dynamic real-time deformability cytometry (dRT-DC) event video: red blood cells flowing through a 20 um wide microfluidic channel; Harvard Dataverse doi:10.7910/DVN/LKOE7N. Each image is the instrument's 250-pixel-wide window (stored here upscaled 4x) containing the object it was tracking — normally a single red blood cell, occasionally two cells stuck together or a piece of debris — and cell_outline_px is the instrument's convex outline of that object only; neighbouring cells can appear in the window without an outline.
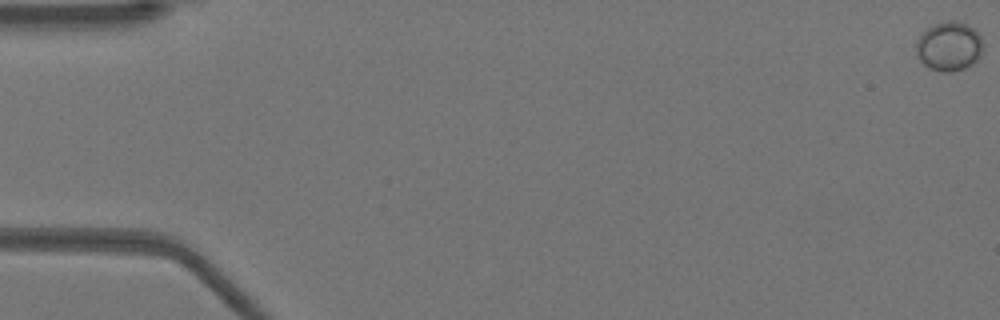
{"species": "Egyptian fruit bat (a non-hibernating species)", "species_latin": "Rousettus aegyptiacus", "temperature_condition": "warm", "stored_images_in_passage": 53, "camera_frame_rate_fps": 3000, "um_per_image_px": 0.085, "animal": {"sex": "female"}, "frame": {"image": 1, "passage_image": 1, "time_ms": 0.0, "image_size_px": [1000, 320], "cell_outline_px": [[984, 44], [980, 56], [972, 64], [964, 68], [948, 72], [940, 72], [928, 68], [916, 56], [916, 40], [928, 28], [936, 24], [952, 20], [968, 24], [980, 36]], "centroid_in_image_um": [80.67, 3.95], "position_along_channel_um": 4.3, "area_um2": 19.13}}
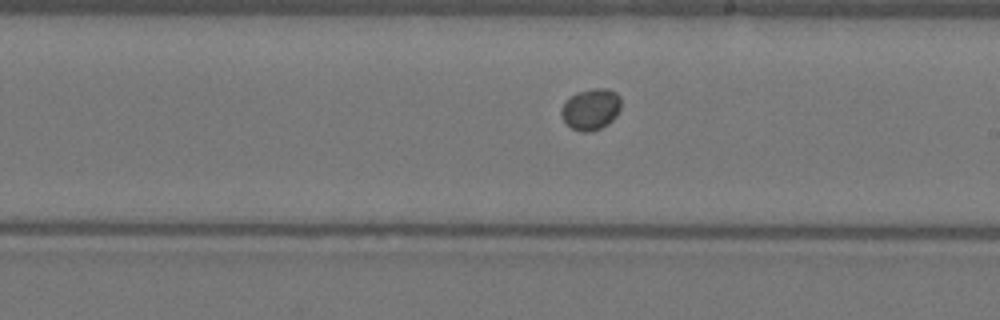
{"frame": {"image": 2, "passage_image": 31, "time_ms": 10.0, "image_size_px": [1000, 320], "cell_outline_px": [[620, 108], [616, 116], [608, 124], [600, 128], [588, 132], [580, 132], [572, 128], [560, 116], [560, 108], [576, 92], [592, 88], [608, 88], [616, 92], [620, 96]], "centroid_in_image_um": [50.23, 9.27], "position_along_channel_um": 238.8, "area_um2": 14.39}}
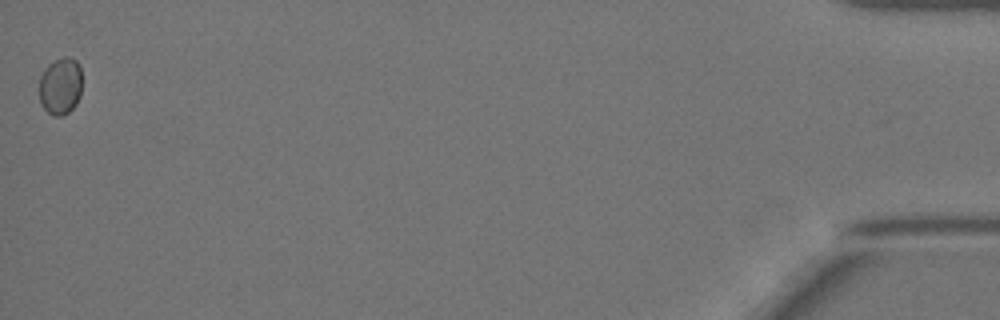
{"frame": {"image": 3, "passage_image": 53, "time_ms": 17.333, "image_size_px": [1000, 320], "cell_outline_px": [[80, 96], [76, 104], [68, 112], [60, 116], [52, 116], [40, 104], [40, 76], [48, 64], [64, 56], [68, 56], [76, 60], [80, 64]], "centroid_in_image_um": [5.13, 7.31], "position_along_channel_um": 430.1, "area_um2": 14.22}}